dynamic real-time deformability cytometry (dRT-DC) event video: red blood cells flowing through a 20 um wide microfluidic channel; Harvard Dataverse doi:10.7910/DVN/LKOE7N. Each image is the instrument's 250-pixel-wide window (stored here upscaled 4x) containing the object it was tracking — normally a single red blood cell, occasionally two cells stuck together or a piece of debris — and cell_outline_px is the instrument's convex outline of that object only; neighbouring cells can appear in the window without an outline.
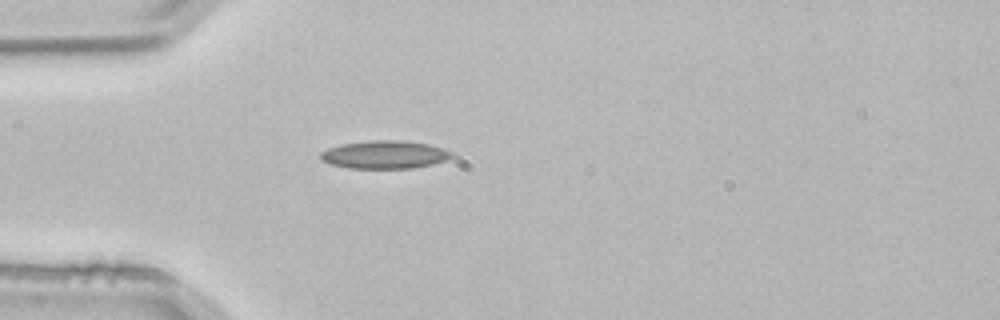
{"species": "common noctule bat (a hibernating species)", "species_latin": "Nyctalus noctula", "temperature_condition": "room temperature", "stored_images_in_passage": 3, "camera_frame_rate_fps": 3000, "um_per_image_px": 0.085, "animal": {"sex": "male", "body_mass_g": 21.5, "forearm_length_mm": 52.0}, "frame": {"image": 1, "passage_image": 3, "time_ms": 0.667, "image_size_px": [1000, 320], "cell_outline_px": [[452, 156], [444, 160], [432, 164], [412, 168], [348, 168], [332, 164], [320, 160], [320, 152], [328, 148], [344, 144], [372, 140], [400, 140], [428, 144], [452, 152]], "centroid_in_image_um": [32.66, 13.14], "position_along_channel_um": 52.3, "area_um2": 21.1}}